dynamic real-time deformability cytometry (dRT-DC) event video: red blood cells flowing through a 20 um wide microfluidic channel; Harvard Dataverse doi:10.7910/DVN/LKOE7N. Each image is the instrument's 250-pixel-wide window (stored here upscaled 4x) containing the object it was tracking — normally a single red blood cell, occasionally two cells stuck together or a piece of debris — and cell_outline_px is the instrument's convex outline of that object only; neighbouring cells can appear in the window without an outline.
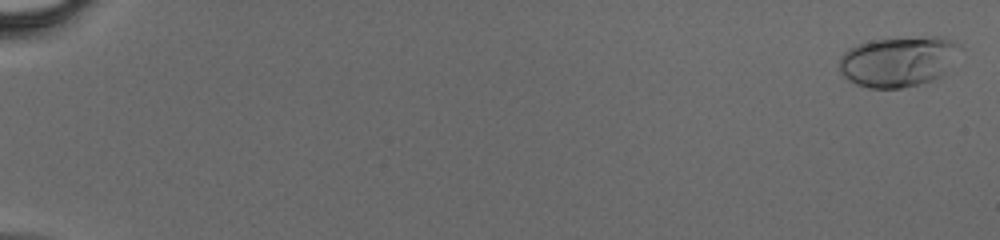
{"species": "human", "species_latin": "Homo sapiens", "temperature_condition": "cold", "stored_images_in_passage": 29, "camera_frame_rate_fps": 3000, "um_per_image_px": 0.085, "donor": {"sex": "male"}, "frame": {"image": 1, "passage_image": 1, "time_ms": 0.0, "image_size_px": [1000, 240], "cell_outline_px": [[960, 44], [944, 76], [932, 80], [900, 88], [868, 88], [856, 84], [848, 80], [840, 72], [840, 56], [848, 48], [872, 40], [928, 36], [940, 36]], "centroid_in_image_um": [76.32, 5.22], "position_along_channel_um": 8.7, "area_um2": 35.14}}
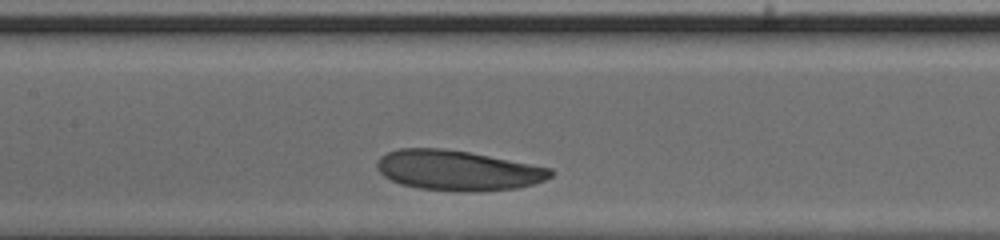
{"frame": {"image": 2, "passage_image": 21, "time_ms": 6.667, "image_size_px": [1000, 240], "cell_outline_px": [[556, 172], [552, 176], [536, 184], [520, 188], [480, 192], [456, 192], [420, 188], [400, 184], [384, 176], [376, 168], [376, 164], [380, 156], [388, 152], [400, 148], [444, 148], [468, 152], [552, 168]], "centroid_in_image_um": [38.94, 14.5], "position_along_channel_um": 168.5, "area_um2": 40.98}}
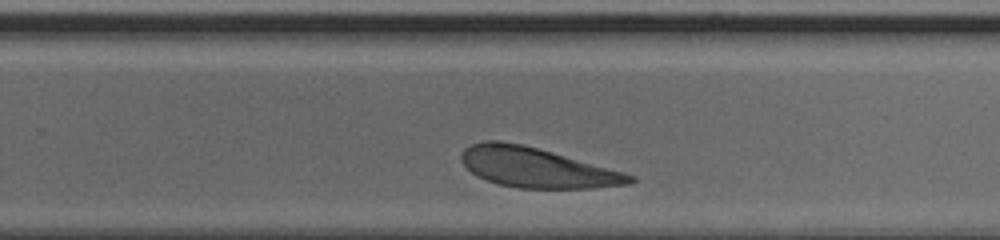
{"frame": {"image": 3, "passage_image": 29, "time_ms": 9.333, "image_size_px": [1000, 240], "cell_outline_px": [[636, 180], [632, 184], [592, 188], [520, 188], [500, 184], [476, 176], [460, 160], [460, 156], [464, 148], [472, 144], [484, 140], [500, 140], [520, 144], [552, 152], [624, 172], [636, 176]], "centroid_in_image_um": [45.63, 14.24], "position_along_channel_um": 284.2, "area_um2": 38.9}}